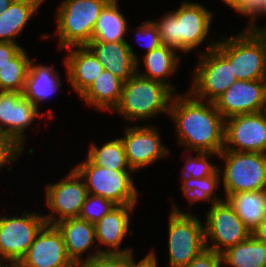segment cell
Listing matches in <instances>:
<instances>
[{"label": "cell", "instance_id": "cell-18", "mask_svg": "<svg viewBox=\"0 0 266 267\" xmlns=\"http://www.w3.org/2000/svg\"><path fill=\"white\" fill-rule=\"evenodd\" d=\"M266 79L237 80L214 102L224 119L235 115L257 113L264 109Z\"/></svg>", "mask_w": 266, "mask_h": 267}, {"label": "cell", "instance_id": "cell-28", "mask_svg": "<svg viewBox=\"0 0 266 267\" xmlns=\"http://www.w3.org/2000/svg\"><path fill=\"white\" fill-rule=\"evenodd\" d=\"M221 256L222 263L229 267H266V244L251 235L229 247Z\"/></svg>", "mask_w": 266, "mask_h": 267}, {"label": "cell", "instance_id": "cell-35", "mask_svg": "<svg viewBox=\"0 0 266 267\" xmlns=\"http://www.w3.org/2000/svg\"><path fill=\"white\" fill-rule=\"evenodd\" d=\"M233 10L250 17L246 28H252L256 24V17L266 15V2L265 0H240Z\"/></svg>", "mask_w": 266, "mask_h": 267}, {"label": "cell", "instance_id": "cell-36", "mask_svg": "<svg viewBox=\"0 0 266 267\" xmlns=\"http://www.w3.org/2000/svg\"><path fill=\"white\" fill-rule=\"evenodd\" d=\"M22 153L23 151L9 137L0 133V169L9 165L8 171H11L10 163L15 162Z\"/></svg>", "mask_w": 266, "mask_h": 267}, {"label": "cell", "instance_id": "cell-17", "mask_svg": "<svg viewBox=\"0 0 266 267\" xmlns=\"http://www.w3.org/2000/svg\"><path fill=\"white\" fill-rule=\"evenodd\" d=\"M67 255L61 233L46 224L36 235L27 254L15 267H75Z\"/></svg>", "mask_w": 266, "mask_h": 267}, {"label": "cell", "instance_id": "cell-3", "mask_svg": "<svg viewBox=\"0 0 266 267\" xmlns=\"http://www.w3.org/2000/svg\"><path fill=\"white\" fill-rule=\"evenodd\" d=\"M174 92L165 84L135 73L123 83L121 99L114 112L128 121H143L169 114Z\"/></svg>", "mask_w": 266, "mask_h": 267}, {"label": "cell", "instance_id": "cell-8", "mask_svg": "<svg viewBox=\"0 0 266 267\" xmlns=\"http://www.w3.org/2000/svg\"><path fill=\"white\" fill-rule=\"evenodd\" d=\"M168 222L169 267L188 265L206 249L204 225L192 212H182L172 201Z\"/></svg>", "mask_w": 266, "mask_h": 267}, {"label": "cell", "instance_id": "cell-1", "mask_svg": "<svg viewBox=\"0 0 266 267\" xmlns=\"http://www.w3.org/2000/svg\"><path fill=\"white\" fill-rule=\"evenodd\" d=\"M177 128L178 146L189 153H220L224 148L225 119L213 102L195 98L189 91L174 94L169 114Z\"/></svg>", "mask_w": 266, "mask_h": 267}, {"label": "cell", "instance_id": "cell-6", "mask_svg": "<svg viewBox=\"0 0 266 267\" xmlns=\"http://www.w3.org/2000/svg\"><path fill=\"white\" fill-rule=\"evenodd\" d=\"M218 157L225 165L218 168L225 200L238 192L266 190V153L222 150Z\"/></svg>", "mask_w": 266, "mask_h": 267}, {"label": "cell", "instance_id": "cell-20", "mask_svg": "<svg viewBox=\"0 0 266 267\" xmlns=\"http://www.w3.org/2000/svg\"><path fill=\"white\" fill-rule=\"evenodd\" d=\"M64 58L67 83L80 96L104 70L103 65L87 46H71Z\"/></svg>", "mask_w": 266, "mask_h": 267}, {"label": "cell", "instance_id": "cell-42", "mask_svg": "<svg viewBox=\"0 0 266 267\" xmlns=\"http://www.w3.org/2000/svg\"><path fill=\"white\" fill-rule=\"evenodd\" d=\"M263 41V44L265 46V50H266V26L264 27H257L256 25L254 27L251 28ZM266 79V77H265Z\"/></svg>", "mask_w": 266, "mask_h": 267}, {"label": "cell", "instance_id": "cell-26", "mask_svg": "<svg viewBox=\"0 0 266 267\" xmlns=\"http://www.w3.org/2000/svg\"><path fill=\"white\" fill-rule=\"evenodd\" d=\"M226 200L251 233L266 217V190L238 192Z\"/></svg>", "mask_w": 266, "mask_h": 267}, {"label": "cell", "instance_id": "cell-47", "mask_svg": "<svg viewBox=\"0 0 266 267\" xmlns=\"http://www.w3.org/2000/svg\"><path fill=\"white\" fill-rule=\"evenodd\" d=\"M263 113L266 115V96H265V105H264Z\"/></svg>", "mask_w": 266, "mask_h": 267}, {"label": "cell", "instance_id": "cell-11", "mask_svg": "<svg viewBox=\"0 0 266 267\" xmlns=\"http://www.w3.org/2000/svg\"><path fill=\"white\" fill-rule=\"evenodd\" d=\"M205 246L222 254L229 247L248 239L252 233L227 200L214 203L205 212Z\"/></svg>", "mask_w": 266, "mask_h": 267}, {"label": "cell", "instance_id": "cell-24", "mask_svg": "<svg viewBox=\"0 0 266 267\" xmlns=\"http://www.w3.org/2000/svg\"><path fill=\"white\" fill-rule=\"evenodd\" d=\"M45 0H13L10 6L0 13V42L17 43L29 20L38 13Z\"/></svg>", "mask_w": 266, "mask_h": 267}, {"label": "cell", "instance_id": "cell-14", "mask_svg": "<svg viewBox=\"0 0 266 267\" xmlns=\"http://www.w3.org/2000/svg\"><path fill=\"white\" fill-rule=\"evenodd\" d=\"M44 115L22 93L0 91V133L9 137L22 151L25 131L36 117Z\"/></svg>", "mask_w": 266, "mask_h": 267}, {"label": "cell", "instance_id": "cell-15", "mask_svg": "<svg viewBox=\"0 0 266 267\" xmlns=\"http://www.w3.org/2000/svg\"><path fill=\"white\" fill-rule=\"evenodd\" d=\"M132 126V127H131ZM126 125L121 138L127 162L134 172L168 156L169 149L163 145L158 128L148 125Z\"/></svg>", "mask_w": 266, "mask_h": 267}, {"label": "cell", "instance_id": "cell-37", "mask_svg": "<svg viewBox=\"0 0 266 267\" xmlns=\"http://www.w3.org/2000/svg\"><path fill=\"white\" fill-rule=\"evenodd\" d=\"M134 255H102L85 263L88 267H131Z\"/></svg>", "mask_w": 266, "mask_h": 267}, {"label": "cell", "instance_id": "cell-33", "mask_svg": "<svg viewBox=\"0 0 266 267\" xmlns=\"http://www.w3.org/2000/svg\"><path fill=\"white\" fill-rule=\"evenodd\" d=\"M117 206L111 200L88 193L78 218L95 224Z\"/></svg>", "mask_w": 266, "mask_h": 267}, {"label": "cell", "instance_id": "cell-21", "mask_svg": "<svg viewBox=\"0 0 266 267\" xmlns=\"http://www.w3.org/2000/svg\"><path fill=\"white\" fill-rule=\"evenodd\" d=\"M54 226L61 233L67 255L75 264H83V254L93 247L96 240L95 225L80 218H68ZM82 257V258H81Z\"/></svg>", "mask_w": 266, "mask_h": 267}, {"label": "cell", "instance_id": "cell-9", "mask_svg": "<svg viewBox=\"0 0 266 267\" xmlns=\"http://www.w3.org/2000/svg\"><path fill=\"white\" fill-rule=\"evenodd\" d=\"M85 181L87 192L113 201L117 205H135L138 190L133 170H109L92 164L87 158L74 168Z\"/></svg>", "mask_w": 266, "mask_h": 267}, {"label": "cell", "instance_id": "cell-41", "mask_svg": "<svg viewBox=\"0 0 266 267\" xmlns=\"http://www.w3.org/2000/svg\"><path fill=\"white\" fill-rule=\"evenodd\" d=\"M258 240L266 244V217L261 221L258 227L252 232Z\"/></svg>", "mask_w": 266, "mask_h": 267}, {"label": "cell", "instance_id": "cell-46", "mask_svg": "<svg viewBox=\"0 0 266 267\" xmlns=\"http://www.w3.org/2000/svg\"><path fill=\"white\" fill-rule=\"evenodd\" d=\"M75 267H88L85 263H81V264H76V266Z\"/></svg>", "mask_w": 266, "mask_h": 267}, {"label": "cell", "instance_id": "cell-38", "mask_svg": "<svg viewBox=\"0 0 266 267\" xmlns=\"http://www.w3.org/2000/svg\"><path fill=\"white\" fill-rule=\"evenodd\" d=\"M222 256L213 250L205 249L197 255L188 265L183 267H221Z\"/></svg>", "mask_w": 266, "mask_h": 267}, {"label": "cell", "instance_id": "cell-7", "mask_svg": "<svg viewBox=\"0 0 266 267\" xmlns=\"http://www.w3.org/2000/svg\"><path fill=\"white\" fill-rule=\"evenodd\" d=\"M218 41H210L207 50L199 51L198 64L193 72L189 92L197 99L215 102L237 81L232 63L216 48Z\"/></svg>", "mask_w": 266, "mask_h": 267}, {"label": "cell", "instance_id": "cell-22", "mask_svg": "<svg viewBox=\"0 0 266 267\" xmlns=\"http://www.w3.org/2000/svg\"><path fill=\"white\" fill-rule=\"evenodd\" d=\"M34 63V60L30 63L22 94L40 109L39 104L57 93L62 81L60 73L54 67Z\"/></svg>", "mask_w": 266, "mask_h": 267}, {"label": "cell", "instance_id": "cell-13", "mask_svg": "<svg viewBox=\"0 0 266 267\" xmlns=\"http://www.w3.org/2000/svg\"><path fill=\"white\" fill-rule=\"evenodd\" d=\"M223 150L266 153V115L263 111L225 119Z\"/></svg>", "mask_w": 266, "mask_h": 267}, {"label": "cell", "instance_id": "cell-43", "mask_svg": "<svg viewBox=\"0 0 266 267\" xmlns=\"http://www.w3.org/2000/svg\"><path fill=\"white\" fill-rule=\"evenodd\" d=\"M12 2L13 0H0V13L5 11Z\"/></svg>", "mask_w": 266, "mask_h": 267}, {"label": "cell", "instance_id": "cell-34", "mask_svg": "<svg viewBox=\"0 0 266 267\" xmlns=\"http://www.w3.org/2000/svg\"><path fill=\"white\" fill-rule=\"evenodd\" d=\"M136 39L142 47H146V53L156 49L162 45L160 35L158 33L156 25L152 20L145 21L143 24L136 27ZM140 37L143 41H146L144 44L139 40ZM146 38V39H145Z\"/></svg>", "mask_w": 266, "mask_h": 267}, {"label": "cell", "instance_id": "cell-29", "mask_svg": "<svg viewBox=\"0 0 266 267\" xmlns=\"http://www.w3.org/2000/svg\"><path fill=\"white\" fill-rule=\"evenodd\" d=\"M92 164L108 168L109 170H132L125 154L121 138H116L102 146L90 144L86 157Z\"/></svg>", "mask_w": 266, "mask_h": 267}, {"label": "cell", "instance_id": "cell-16", "mask_svg": "<svg viewBox=\"0 0 266 267\" xmlns=\"http://www.w3.org/2000/svg\"><path fill=\"white\" fill-rule=\"evenodd\" d=\"M135 205H118L109 214L104 215L95 225L97 247L96 252L88 253L84 257V263L94 260L102 255H133L132 248H121L125 235L130 226V214L134 211ZM106 246L109 249L99 247ZM99 247V248H98ZM121 248V249H120Z\"/></svg>", "mask_w": 266, "mask_h": 267}, {"label": "cell", "instance_id": "cell-25", "mask_svg": "<svg viewBox=\"0 0 266 267\" xmlns=\"http://www.w3.org/2000/svg\"><path fill=\"white\" fill-rule=\"evenodd\" d=\"M177 53L176 49L167 45H161L150 52L144 53L142 59L146 67L145 71L143 73L136 69V73L144 78L165 84L175 93V87L168 81V77L178 71L180 57L176 55Z\"/></svg>", "mask_w": 266, "mask_h": 267}, {"label": "cell", "instance_id": "cell-44", "mask_svg": "<svg viewBox=\"0 0 266 267\" xmlns=\"http://www.w3.org/2000/svg\"><path fill=\"white\" fill-rule=\"evenodd\" d=\"M227 6H230V8H234L240 0H222Z\"/></svg>", "mask_w": 266, "mask_h": 267}, {"label": "cell", "instance_id": "cell-12", "mask_svg": "<svg viewBox=\"0 0 266 267\" xmlns=\"http://www.w3.org/2000/svg\"><path fill=\"white\" fill-rule=\"evenodd\" d=\"M45 188V205L51 211L43 215L46 224L54 225L64 219L78 218L88 192L85 181L74 168L59 182L50 183Z\"/></svg>", "mask_w": 266, "mask_h": 267}, {"label": "cell", "instance_id": "cell-19", "mask_svg": "<svg viewBox=\"0 0 266 267\" xmlns=\"http://www.w3.org/2000/svg\"><path fill=\"white\" fill-rule=\"evenodd\" d=\"M103 65L104 70L126 82L139 69L140 61L127 41H91L86 45Z\"/></svg>", "mask_w": 266, "mask_h": 267}, {"label": "cell", "instance_id": "cell-2", "mask_svg": "<svg viewBox=\"0 0 266 267\" xmlns=\"http://www.w3.org/2000/svg\"><path fill=\"white\" fill-rule=\"evenodd\" d=\"M213 12L201 3L183 1L177 10L165 13L154 21L162 45L189 53L209 36ZM196 47V48H195Z\"/></svg>", "mask_w": 266, "mask_h": 267}, {"label": "cell", "instance_id": "cell-45", "mask_svg": "<svg viewBox=\"0 0 266 267\" xmlns=\"http://www.w3.org/2000/svg\"><path fill=\"white\" fill-rule=\"evenodd\" d=\"M0 267H9L7 264H5L1 259H0Z\"/></svg>", "mask_w": 266, "mask_h": 267}, {"label": "cell", "instance_id": "cell-32", "mask_svg": "<svg viewBox=\"0 0 266 267\" xmlns=\"http://www.w3.org/2000/svg\"><path fill=\"white\" fill-rule=\"evenodd\" d=\"M197 156H188L182 169V183L190 178H202L212 175L218 167L209 161V157H218V153L196 152Z\"/></svg>", "mask_w": 266, "mask_h": 267}, {"label": "cell", "instance_id": "cell-40", "mask_svg": "<svg viewBox=\"0 0 266 267\" xmlns=\"http://www.w3.org/2000/svg\"><path fill=\"white\" fill-rule=\"evenodd\" d=\"M158 260L154 250L142 258L139 262L135 261L131 267H158Z\"/></svg>", "mask_w": 266, "mask_h": 267}, {"label": "cell", "instance_id": "cell-10", "mask_svg": "<svg viewBox=\"0 0 266 267\" xmlns=\"http://www.w3.org/2000/svg\"><path fill=\"white\" fill-rule=\"evenodd\" d=\"M45 225L40 212L28 213L25 210L20 217L0 216V259L9 267H15Z\"/></svg>", "mask_w": 266, "mask_h": 267}, {"label": "cell", "instance_id": "cell-5", "mask_svg": "<svg viewBox=\"0 0 266 267\" xmlns=\"http://www.w3.org/2000/svg\"><path fill=\"white\" fill-rule=\"evenodd\" d=\"M219 40L216 48L232 63V70L237 80L265 79V46L251 28H245L238 35H231L230 38L222 36Z\"/></svg>", "mask_w": 266, "mask_h": 267}, {"label": "cell", "instance_id": "cell-23", "mask_svg": "<svg viewBox=\"0 0 266 267\" xmlns=\"http://www.w3.org/2000/svg\"><path fill=\"white\" fill-rule=\"evenodd\" d=\"M123 83L114 74L103 70L79 97L99 112L101 110L114 111L121 99Z\"/></svg>", "mask_w": 266, "mask_h": 267}, {"label": "cell", "instance_id": "cell-31", "mask_svg": "<svg viewBox=\"0 0 266 267\" xmlns=\"http://www.w3.org/2000/svg\"><path fill=\"white\" fill-rule=\"evenodd\" d=\"M221 175L217 169L212 175L202 178H190L182 183L181 192L187 197L190 204L206 201L211 204L219 203L224 199L217 197L215 192L220 184Z\"/></svg>", "mask_w": 266, "mask_h": 267}, {"label": "cell", "instance_id": "cell-39", "mask_svg": "<svg viewBox=\"0 0 266 267\" xmlns=\"http://www.w3.org/2000/svg\"><path fill=\"white\" fill-rule=\"evenodd\" d=\"M22 49L18 43L0 42V68L8 64Z\"/></svg>", "mask_w": 266, "mask_h": 267}, {"label": "cell", "instance_id": "cell-30", "mask_svg": "<svg viewBox=\"0 0 266 267\" xmlns=\"http://www.w3.org/2000/svg\"><path fill=\"white\" fill-rule=\"evenodd\" d=\"M24 49L0 68V91L23 92L32 61Z\"/></svg>", "mask_w": 266, "mask_h": 267}, {"label": "cell", "instance_id": "cell-4", "mask_svg": "<svg viewBox=\"0 0 266 267\" xmlns=\"http://www.w3.org/2000/svg\"><path fill=\"white\" fill-rule=\"evenodd\" d=\"M110 0H64L58 7L59 49L86 46L92 41L94 26L101 10Z\"/></svg>", "mask_w": 266, "mask_h": 267}, {"label": "cell", "instance_id": "cell-27", "mask_svg": "<svg viewBox=\"0 0 266 267\" xmlns=\"http://www.w3.org/2000/svg\"><path fill=\"white\" fill-rule=\"evenodd\" d=\"M118 0H110L100 12L94 26L92 41L120 42L127 41V19L119 11Z\"/></svg>", "mask_w": 266, "mask_h": 267}]
</instances>
